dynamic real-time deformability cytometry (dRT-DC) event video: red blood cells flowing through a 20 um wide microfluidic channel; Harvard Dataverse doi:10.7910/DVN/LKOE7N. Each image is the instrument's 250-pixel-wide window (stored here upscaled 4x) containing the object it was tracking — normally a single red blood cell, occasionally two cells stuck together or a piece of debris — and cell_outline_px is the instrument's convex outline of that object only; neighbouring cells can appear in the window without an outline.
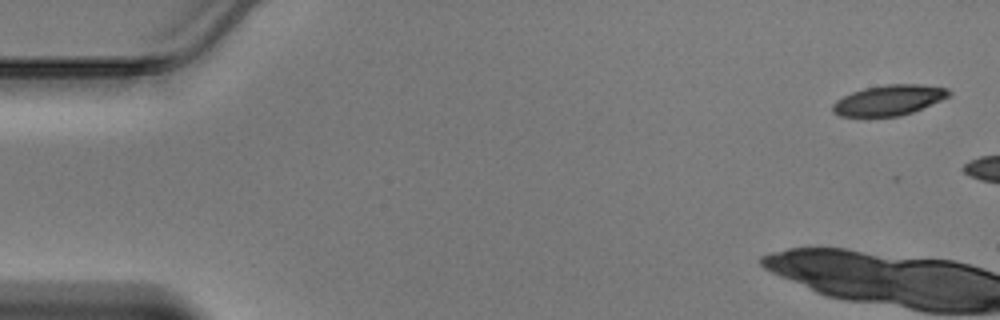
{"species": "Egyptian fruit bat (a non-hibernating species)", "species_latin": "Rousettus aegyptiacus", "temperature_condition": "warm", "stored_images_in_passage": 4, "camera_frame_rate_fps": 3000, "um_per_image_px": 0.085, "animal": {"sex": "male"}, "frame": {"image": 1, "passage_image": 1, "time_ms": 0.0, "image_size_px": [1000, 320], "cell_outline_px": [[952, 96], [912, 112], [900, 116], [840, 116], [832, 112], [832, 104], [836, 100], [852, 92], [864, 88], [888, 84], [920, 84], [948, 88], [952, 92]], "centroid_in_image_um": [75.59, 8.51], "position_along_channel_um": 9.4, "area_um2": 20.63}}